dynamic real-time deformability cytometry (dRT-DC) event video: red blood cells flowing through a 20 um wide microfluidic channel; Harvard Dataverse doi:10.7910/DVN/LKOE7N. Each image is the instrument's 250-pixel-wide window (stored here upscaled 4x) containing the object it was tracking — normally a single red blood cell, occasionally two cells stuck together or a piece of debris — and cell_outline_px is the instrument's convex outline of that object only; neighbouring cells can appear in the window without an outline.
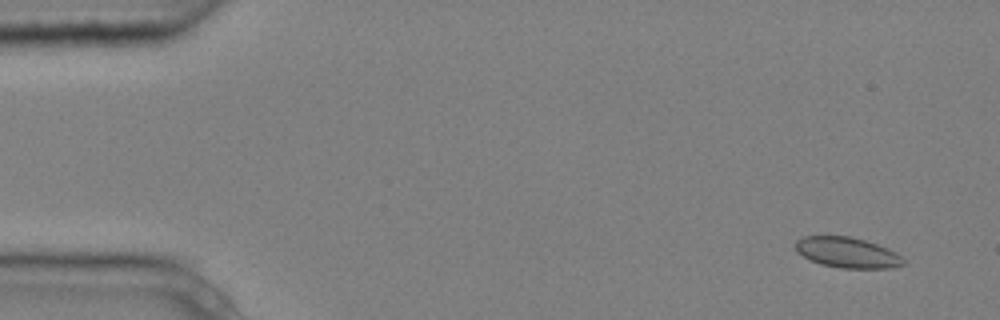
{"species": "common noctule bat (a hibernating species)", "species_latin": "Nyctalus noctula", "temperature_condition": "cold", "stored_images_in_passage": 5, "camera_frame_rate_fps": 3000, "um_per_image_px": 0.085, "animal": {"sex": "male", "body_mass_g": 20.4}, "frame": {"image": 1, "passage_image": 1, "time_ms": 0.0, "image_size_px": [1000, 320], "cell_outline_px": [[904, 264], [892, 268], [840, 268], [820, 264], [796, 252], [796, 240], [804, 236], [852, 236], [888, 248], [896, 252], [904, 260]], "centroid_in_image_um": [72.02, 21.46], "position_along_channel_um": 13.0, "area_um2": 19.13}}
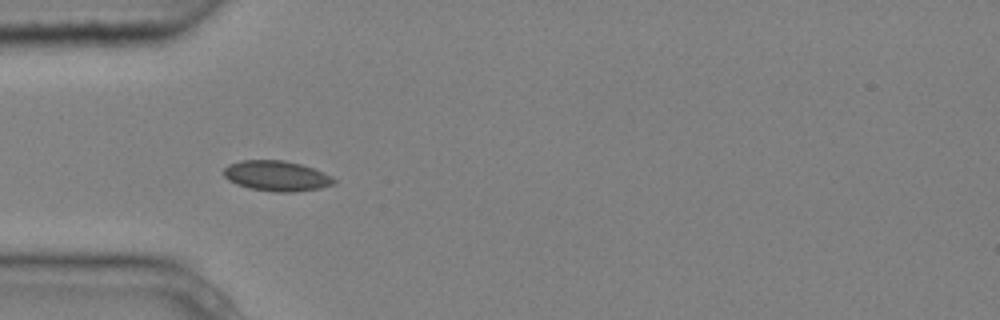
{"frame": {"image": 2, "passage_image": 4, "time_ms": 1.0, "image_size_px": [1000, 320], "cell_outline_px": [[336, 184], [320, 188], [292, 192], [276, 192], [252, 188], [236, 184], [228, 180], [224, 176], [224, 168], [228, 164], [240, 160], [284, 160], [300, 164], [312, 168], [332, 176], [336, 180]], "centroid_in_image_um": [23.51, 14.95], "position_along_channel_um": 61.5, "area_um2": 19.42}}
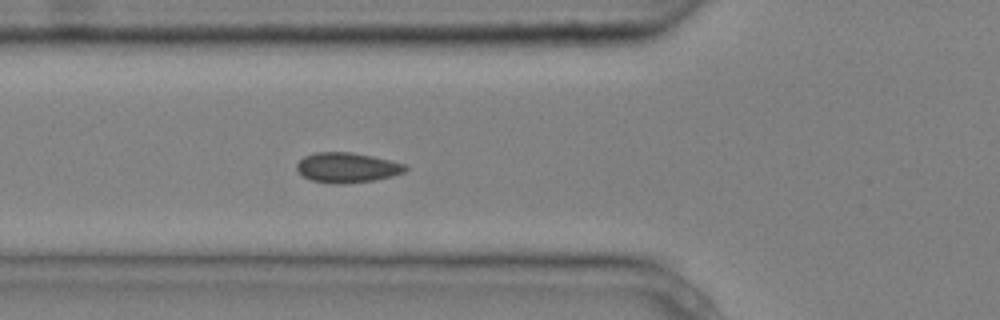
{"frame": {"image": 3, "passage_image": 5, "time_ms": 1.333, "image_size_px": [1000, 320], "cell_outline_px": [[408, 168], [404, 172], [392, 176], [372, 180], [340, 184], [336, 184], [312, 180], [304, 176], [296, 168], [296, 164], [304, 156], [316, 152], [352, 152], [372, 156], [404, 164]], "centroid_in_image_um": [29.49, 14.23], "position_along_channel_um": 96.3, "area_um2": 18.73}}